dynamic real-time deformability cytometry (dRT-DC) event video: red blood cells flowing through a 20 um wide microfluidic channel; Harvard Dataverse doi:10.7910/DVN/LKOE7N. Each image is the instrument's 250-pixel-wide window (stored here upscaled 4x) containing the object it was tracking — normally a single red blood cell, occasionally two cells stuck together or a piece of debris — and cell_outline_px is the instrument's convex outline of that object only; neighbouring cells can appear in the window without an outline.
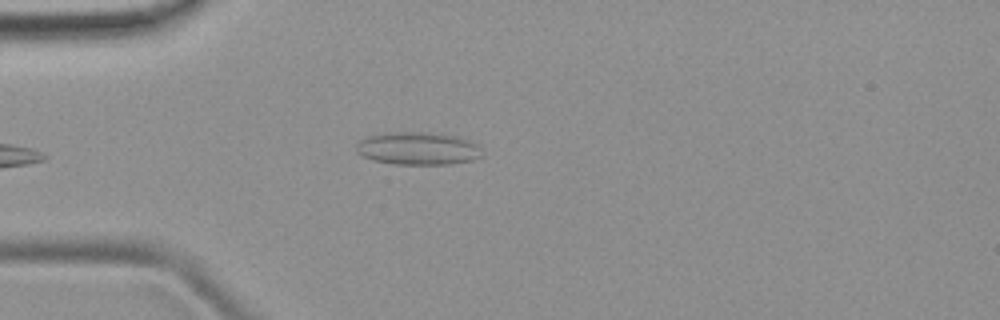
{"species": "common noctule bat (a hibernating species)", "species_latin": "Nyctalus noctula", "temperature_condition": "room temperature", "stored_images_in_passage": 5, "camera_frame_rate_fps": 3000, "um_per_image_px": 0.085, "animal": {"sex": "female", "body_mass_g": 19.9}, "frame": {"image": 1, "passage_image": 4, "time_ms": 4.333, "image_size_px": [1000, 320], "cell_outline_px": [[480, 156], [472, 160], [448, 164], [392, 164], [372, 160], [356, 152], [356, 144], [360, 140], [368, 136], [392, 132], [424, 132], [460, 136], [476, 144], [480, 148]], "centroid_in_image_um": [35.49, 12.62], "position_along_channel_um": 49.5, "area_um2": 23.93}}